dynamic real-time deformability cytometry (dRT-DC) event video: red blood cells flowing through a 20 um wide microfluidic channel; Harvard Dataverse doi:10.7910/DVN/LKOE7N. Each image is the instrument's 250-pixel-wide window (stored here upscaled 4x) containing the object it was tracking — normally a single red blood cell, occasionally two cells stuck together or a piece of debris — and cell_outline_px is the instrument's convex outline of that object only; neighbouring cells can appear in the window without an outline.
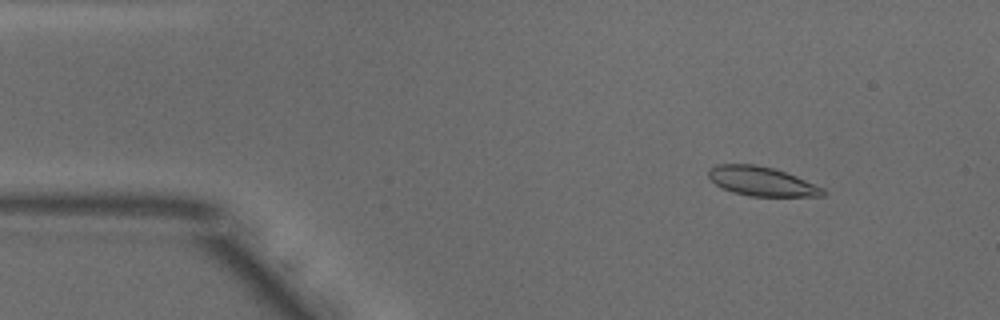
{"species": "common noctule bat (a hibernating species)", "species_latin": "Nyctalus noctula", "temperature_condition": "warm", "stored_images_in_passage": 50, "camera_frame_rate_fps": 3000, "um_per_image_px": 0.085, "animal": {"sex": "male", "body_mass_g": 18.8}, "frame": {"image": 1, "passage_image": 5, "time_ms": 1.333, "image_size_px": [1000, 320], "cell_outline_px": [[824, 196], [752, 196], [732, 192], [716, 184], [708, 176], [708, 172], [716, 164], [756, 164], [772, 168], [796, 176], [824, 188]], "centroid_in_image_um": [64.74, 15.41], "position_along_channel_um": 20.3, "area_um2": 19.19}}
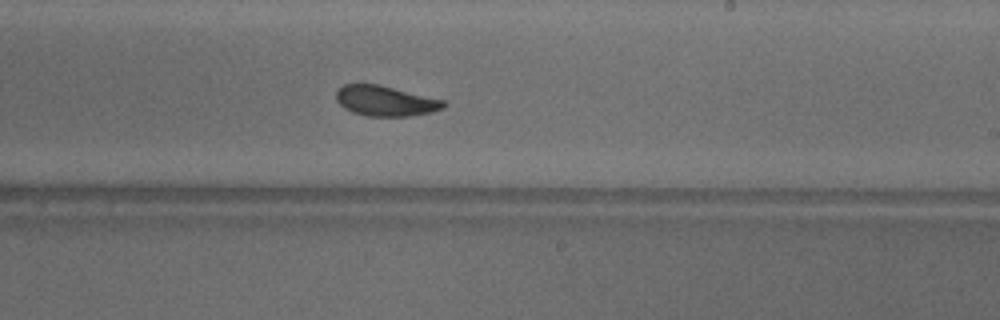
{"frame": {"image": 2, "passage_image": 29, "time_ms": 9.333, "image_size_px": [1000, 320], "cell_outline_px": [[448, 104], [444, 108], [432, 112], [408, 116], [368, 116], [352, 112], [344, 108], [336, 100], [336, 92], [344, 84], [380, 84], [444, 100]], "centroid_in_image_um": [32.78, 8.57], "position_along_channel_um": 256.2, "area_um2": 19.02}}
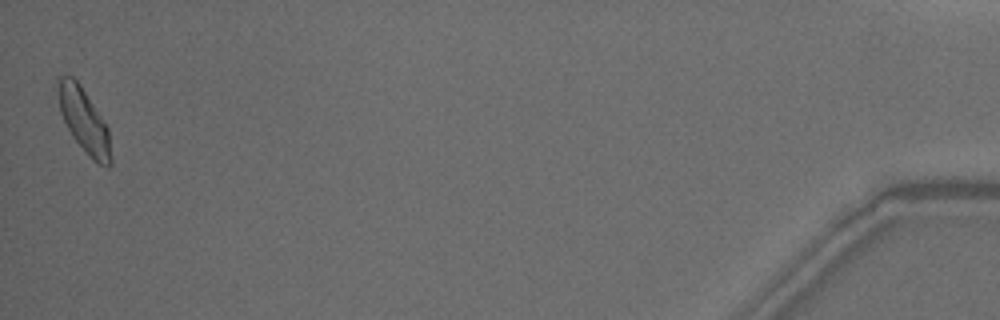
{"frame": {"image": 3, "passage_image": 50, "time_ms": 16.333, "image_size_px": [1000, 320], "cell_outline_px": [[112, 164], [108, 168], [92, 160], [72, 136], [60, 112], [60, 76], [72, 76], [80, 84], [108, 128], [112, 156]], "centroid_in_image_um": [7.2, 10.34], "position_along_channel_um": 428.0, "area_um2": 19.13}, "authors_computed_cell_mechanics": {"area_um2": 19.363, "velocity_mm_per_s": 3.8567, "shape_relaxation_time_tau1_ms": 4.6093, "shape_relaxation_time_tau2_ms": 2.0859, "deformation_change_tau1": 0.1241, "deformation_change_tau2": 0.0639}}